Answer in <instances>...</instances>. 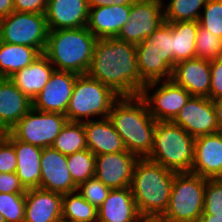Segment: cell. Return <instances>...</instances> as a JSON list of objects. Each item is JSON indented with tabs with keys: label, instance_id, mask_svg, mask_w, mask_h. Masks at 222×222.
<instances>
[{
	"label": "cell",
	"instance_id": "cell-1",
	"mask_svg": "<svg viewBox=\"0 0 222 222\" xmlns=\"http://www.w3.org/2000/svg\"><path fill=\"white\" fill-rule=\"evenodd\" d=\"M118 96H137L145 84L137 66L136 44L114 38L97 39L86 73Z\"/></svg>",
	"mask_w": 222,
	"mask_h": 222
},
{
	"label": "cell",
	"instance_id": "cell-2",
	"mask_svg": "<svg viewBox=\"0 0 222 222\" xmlns=\"http://www.w3.org/2000/svg\"><path fill=\"white\" fill-rule=\"evenodd\" d=\"M120 135L127 151L146 158L152 151L157 121L140 96H121L107 117Z\"/></svg>",
	"mask_w": 222,
	"mask_h": 222
},
{
	"label": "cell",
	"instance_id": "cell-3",
	"mask_svg": "<svg viewBox=\"0 0 222 222\" xmlns=\"http://www.w3.org/2000/svg\"><path fill=\"white\" fill-rule=\"evenodd\" d=\"M175 173L148 158L137 160L130 188L143 218H160L164 214Z\"/></svg>",
	"mask_w": 222,
	"mask_h": 222
},
{
	"label": "cell",
	"instance_id": "cell-4",
	"mask_svg": "<svg viewBox=\"0 0 222 222\" xmlns=\"http://www.w3.org/2000/svg\"><path fill=\"white\" fill-rule=\"evenodd\" d=\"M97 38L87 26L48 30L44 55L55 70L86 74Z\"/></svg>",
	"mask_w": 222,
	"mask_h": 222
},
{
	"label": "cell",
	"instance_id": "cell-5",
	"mask_svg": "<svg viewBox=\"0 0 222 222\" xmlns=\"http://www.w3.org/2000/svg\"><path fill=\"white\" fill-rule=\"evenodd\" d=\"M195 138L172 121H157L153 148L146 157L176 173L191 172Z\"/></svg>",
	"mask_w": 222,
	"mask_h": 222
},
{
	"label": "cell",
	"instance_id": "cell-6",
	"mask_svg": "<svg viewBox=\"0 0 222 222\" xmlns=\"http://www.w3.org/2000/svg\"><path fill=\"white\" fill-rule=\"evenodd\" d=\"M137 66L144 84L170 80L174 69L171 23L164 22L149 37L136 44Z\"/></svg>",
	"mask_w": 222,
	"mask_h": 222
},
{
	"label": "cell",
	"instance_id": "cell-7",
	"mask_svg": "<svg viewBox=\"0 0 222 222\" xmlns=\"http://www.w3.org/2000/svg\"><path fill=\"white\" fill-rule=\"evenodd\" d=\"M119 97L111 88L97 79L87 74H80L74 83L66 111L67 121L84 122L92 120L91 118L95 116L99 119L107 118Z\"/></svg>",
	"mask_w": 222,
	"mask_h": 222
},
{
	"label": "cell",
	"instance_id": "cell-8",
	"mask_svg": "<svg viewBox=\"0 0 222 222\" xmlns=\"http://www.w3.org/2000/svg\"><path fill=\"white\" fill-rule=\"evenodd\" d=\"M206 178L191 172L175 173L164 222H197L203 214Z\"/></svg>",
	"mask_w": 222,
	"mask_h": 222
},
{
	"label": "cell",
	"instance_id": "cell-9",
	"mask_svg": "<svg viewBox=\"0 0 222 222\" xmlns=\"http://www.w3.org/2000/svg\"><path fill=\"white\" fill-rule=\"evenodd\" d=\"M48 37L45 14L13 11L2 18L0 41L36 48L44 53Z\"/></svg>",
	"mask_w": 222,
	"mask_h": 222
},
{
	"label": "cell",
	"instance_id": "cell-10",
	"mask_svg": "<svg viewBox=\"0 0 222 222\" xmlns=\"http://www.w3.org/2000/svg\"><path fill=\"white\" fill-rule=\"evenodd\" d=\"M66 115L31 108L9 132L22 142L40 148L51 147L66 124Z\"/></svg>",
	"mask_w": 222,
	"mask_h": 222
},
{
	"label": "cell",
	"instance_id": "cell-11",
	"mask_svg": "<svg viewBox=\"0 0 222 222\" xmlns=\"http://www.w3.org/2000/svg\"><path fill=\"white\" fill-rule=\"evenodd\" d=\"M140 96L156 121H173L191 95L170 79L145 84Z\"/></svg>",
	"mask_w": 222,
	"mask_h": 222
},
{
	"label": "cell",
	"instance_id": "cell-12",
	"mask_svg": "<svg viewBox=\"0 0 222 222\" xmlns=\"http://www.w3.org/2000/svg\"><path fill=\"white\" fill-rule=\"evenodd\" d=\"M163 0H136L131 5L128 22L121 28L117 39L139 44L164 24Z\"/></svg>",
	"mask_w": 222,
	"mask_h": 222
},
{
	"label": "cell",
	"instance_id": "cell-13",
	"mask_svg": "<svg viewBox=\"0 0 222 222\" xmlns=\"http://www.w3.org/2000/svg\"><path fill=\"white\" fill-rule=\"evenodd\" d=\"M172 122L194 138L219 132L213 101L208 97L190 96Z\"/></svg>",
	"mask_w": 222,
	"mask_h": 222
},
{
	"label": "cell",
	"instance_id": "cell-14",
	"mask_svg": "<svg viewBox=\"0 0 222 222\" xmlns=\"http://www.w3.org/2000/svg\"><path fill=\"white\" fill-rule=\"evenodd\" d=\"M79 74L54 70L48 83L33 99L32 108L44 112H56L66 115L74 83Z\"/></svg>",
	"mask_w": 222,
	"mask_h": 222
},
{
	"label": "cell",
	"instance_id": "cell-15",
	"mask_svg": "<svg viewBox=\"0 0 222 222\" xmlns=\"http://www.w3.org/2000/svg\"><path fill=\"white\" fill-rule=\"evenodd\" d=\"M139 157L129 151L105 153L95 158V176L111 189L131 186Z\"/></svg>",
	"mask_w": 222,
	"mask_h": 222
},
{
	"label": "cell",
	"instance_id": "cell-16",
	"mask_svg": "<svg viewBox=\"0 0 222 222\" xmlns=\"http://www.w3.org/2000/svg\"><path fill=\"white\" fill-rule=\"evenodd\" d=\"M40 169V189L62 195L77 191L68 169L67 155L52 147L43 148Z\"/></svg>",
	"mask_w": 222,
	"mask_h": 222
},
{
	"label": "cell",
	"instance_id": "cell-17",
	"mask_svg": "<svg viewBox=\"0 0 222 222\" xmlns=\"http://www.w3.org/2000/svg\"><path fill=\"white\" fill-rule=\"evenodd\" d=\"M191 173L206 179L222 178V134L220 132L195 138Z\"/></svg>",
	"mask_w": 222,
	"mask_h": 222
},
{
	"label": "cell",
	"instance_id": "cell-18",
	"mask_svg": "<svg viewBox=\"0 0 222 222\" xmlns=\"http://www.w3.org/2000/svg\"><path fill=\"white\" fill-rule=\"evenodd\" d=\"M48 30L85 27L88 24V0H48L45 11Z\"/></svg>",
	"mask_w": 222,
	"mask_h": 222
},
{
	"label": "cell",
	"instance_id": "cell-19",
	"mask_svg": "<svg viewBox=\"0 0 222 222\" xmlns=\"http://www.w3.org/2000/svg\"><path fill=\"white\" fill-rule=\"evenodd\" d=\"M191 96L209 97L211 71L210 61L193 58L175 65L171 78Z\"/></svg>",
	"mask_w": 222,
	"mask_h": 222
},
{
	"label": "cell",
	"instance_id": "cell-20",
	"mask_svg": "<svg viewBox=\"0 0 222 222\" xmlns=\"http://www.w3.org/2000/svg\"><path fill=\"white\" fill-rule=\"evenodd\" d=\"M142 218L130 187L111 189L97 209V222H139Z\"/></svg>",
	"mask_w": 222,
	"mask_h": 222
},
{
	"label": "cell",
	"instance_id": "cell-21",
	"mask_svg": "<svg viewBox=\"0 0 222 222\" xmlns=\"http://www.w3.org/2000/svg\"><path fill=\"white\" fill-rule=\"evenodd\" d=\"M131 5L89 8L87 28L97 38H114L128 22Z\"/></svg>",
	"mask_w": 222,
	"mask_h": 222
},
{
	"label": "cell",
	"instance_id": "cell-22",
	"mask_svg": "<svg viewBox=\"0 0 222 222\" xmlns=\"http://www.w3.org/2000/svg\"><path fill=\"white\" fill-rule=\"evenodd\" d=\"M62 194L40 188L25 193L24 222H58L62 218Z\"/></svg>",
	"mask_w": 222,
	"mask_h": 222
},
{
	"label": "cell",
	"instance_id": "cell-23",
	"mask_svg": "<svg viewBox=\"0 0 222 222\" xmlns=\"http://www.w3.org/2000/svg\"><path fill=\"white\" fill-rule=\"evenodd\" d=\"M31 108L32 101L14 82L0 77V131L8 132Z\"/></svg>",
	"mask_w": 222,
	"mask_h": 222
},
{
	"label": "cell",
	"instance_id": "cell-24",
	"mask_svg": "<svg viewBox=\"0 0 222 222\" xmlns=\"http://www.w3.org/2000/svg\"><path fill=\"white\" fill-rule=\"evenodd\" d=\"M3 135L14 145L17 156L16 174L26 190L40 188V160L43 148L17 140L9 131Z\"/></svg>",
	"mask_w": 222,
	"mask_h": 222
},
{
	"label": "cell",
	"instance_id": "cell-25",
	"mask_svg": "<svg viewBox=\"0 0 222 222\" xmlns=\"http://www.w3.org/2000/svg\"><path fill=\"white\" fill-rule=\"evenodd\" d=\"M88 149L95 155L126 151L124 143L108 118L84 121Z\"/></svg>",
	"mask_w": 222,
	"mask_h": 222
},
{
	"label": "cell",
	"instance_id": "cell-26",
	"mask_svg": "<svg viewBox=\"0 0 222 222\" xmlns=\"http://www.w3.org/2000/svg\"><path fill=\"white\" fill-rule=\"evenodd\" d=\"M55 68L42 53L29 66L17 71L10 79L31 101L48 83Z\"/></svg>",
	"mask_w": 222,
	"mask_h": 222
},
{
	"label": "cell",
	"instance_id": "cell-27",
	"mask_svg": "<svg viewBox=\"0 0 222 222\" xmlns=\"http://www.w3.org/2000/svg\"><path fill=\"white\" fill-rule=\"evenodd\" d=\"M40 55L36 48L0 41V77L10 78Z\"/></svg>",
	"mask_w": 222,
	"mask_h": 222
},
{
	"label": "cell",
	"instance_id": "cell-28",
	"mask_svg": "<svg viewBox=\"0 0 222 222\" xmlns=\"http://www.w3.org/2000/svg\"><path fill=\"white\" fill-rule=\"evenodd\" d=\"M198 28V21L171 23L174 67L179 62L196 58V37Z\"/></svg>",
	"mask_w": 222,
	"mask_h": 222
},
{
	"label": "cell",
	"instance_id": "cell-29",
	"mask_svg": "<svg viewBox=\"0 0 222 222\" xmlns=\"http://www.w3.org/2000/svg\"><path fill=\"white\" fill-rule=\"evenodd\" d=\"M51 147L64 155L88 149L83 122L67 121Z\"/></svg>",
	"mask_w": 222,
	"mask_h": 222
},
{
	"label": "cell",
	"instance_id": "cell-30",
	"mask_svg": "<svg viewBox=\"0 0 222 222\" xmlns=\"http://www.w3.org/2000/svg\"><path fill=\"white\" fill-rule=\"evenodd\" d=\"M62 219L71 222H97V209L78 191L63 195Z\"/></svg>",
	"mask_w": 222,
	"mask_h": 222
},
{
	"label": "cell",
	"instance_id": "cell-31",
	"mask_svg": "<svg viewBox=\"0 0 222 222\" xmlns=\"http://www.w3.org/2000/svg\"><path fill=\"white\" fill-rule=\"evenodd\" d=\"M207 0H170L163 5L166 23L198 21Z\"/></svg>",
	"mask_w": 222,
	"mask_h": 222
},
{
	"label": "cell",
	"instance_id": "cell-32",
	"mask_svg": "<svg viewBox=\"0 0 222 222\" xmlns=\"http://www.w3.org/2000/svg\"><path fill=\"white\" fill-rule=\"evenodd\" d=\"M95 158L96 156L89 149L67 155L68 169L77 187L95 176Z\"/></svg>",
	"mask_w": 222,
	"mask_h": 222
},
{
	"label": "cell",
	"instance_id": "cell-33",
	"mask_svg": "<svg viewBox=\"0 0 222 222\" xmlns=\"http://www.w3.org/2000/svg\"><path fill=\"white\" fill-rule=\"evenodd\" d=\"M196 58L209 61L222 58V39L200 25L196 37Z\"/></svg>",
	"mask_w": 222,
	"mask_h": 222
},
{
	"label": "cell",
	"instance_id": "cell-34",
	"mask_svg": "<svg viewBox=\"0 0 222 222\" xmlns=\"http://www.w3.org/2000/svg\"><path fill=\"white\" fill-rule=\"evenodd\" d=\"M0 212L5 222H24L25 193H0Z\"/></svg>",
	"mask_w": 222,
	"mask_h": 222
},
{
	"label": "cell",
	"instance_id": "cell-35",
	"mask_svg": "<svg viewBox=\"0 0 222 222\" xmlns=\"http://www.w3.org/2000/svg\"><path fill=\"white\" fill-rule=\"evenodd\" d=\"M198 23L222 39V0H207Z\"/></svg>",
	"mask_w": 222,
	"mask_h": 222
},
{
	"label": "cell",
	"instance_id": "cell-36",
	"mask_svg": "<svg viewBox=\"0 0 222 222\" xmlns=\"http://www.w3.org/2000/svg\"><path fill=\"white\" fill-rule=\"evenodd\" d=\"M203 213L222 219V178L206 180Z\"/></svg>",
	"mask_w": 222,
	"mask_h": 222
},
{
	"label": "cell",
	"instance_id": "cell-37",
	"mask_svg": "<svg viewBox=\"0 0 222 222\" xmlns=\"http://www.w3.org/2000/svg\"><path fill=\"white\" fill-rule=\"evenodd\" d=\"M77 191L86 201L98 209L107 198L111 188L93 176L81 183L77 187Z\"/></svg>",
	"mask_w": 222,
	"mask_h": 222
},
{
	"label": "cell",
	"instance_id": "cell-38",
	"mask_svg": "<svg viewBox=\"0 0 222 222\" xmlns=\"http://www.w3.org/2000/svg\"><path fill=\"white\" fill-rule=\"evenodd\" d=\"M17 156L14 145L2 134L0 136V172H16Z\"/></svg>",
	"mask_w": 222,
	"mask_h": 222
},
{
	"label": "cell",
	"instance_id": "cell-39",
	"mask_svg": "<svg viewBox=\"0 0 222 222\" xmlns=\"http://www.w3.org/2000/svg\"><path fill=\"white\" fill-rule=\"evenodd\" d=\"M211 83L210 98L212 101L222 98V58L210 61Z\"/></svg>",
	"mask_w": 222,
	"mask_h": 222
},
{
	"label": "cell",
	"instance_id": "cell-40",
	"mask_svg": "<svg viewBox=\"0 0 222 222\" xmlns=\"http://www.w3.org/2000/svg\"><path fill=\"white\" fill-rule=\"evenodd\" d=\"M26 191L15 172H0V193H26Z\"/></svg>",
	"mask_w": 222,
	"mask_h": 222
},
{
	"label": "cell",
	"instance_id": "cell-41",
	"mask_svg": "<svg viewBox=\"0 0 222 222\" xmlns=\"http://www.w3.org/2000/svg\"><path fill=\"white\" fill-rule=\"evenodd\" d=\"M48 0H14V11L45 14Z\"/></svg>",
	"mask_w": 222,
	"mask_h": 222
},
{
	"label": "cell",
	"instance_id": "cell-42",
	"mask_svg": "<svg viewBox=\"0 0 222 222\" xmlns=\"http://www.w3.org/2000/svg\"><path fill=\"white\" fill-rule=\"evenodd\" d=\"M136 0H88L89 8L104 7L113 4L116 5H132Z\"/></svg>",
	"mask_w": 222,
	"mask_h": 222
},
{
	"label": "cell",
	"instance_id": "cell-43",
	"mask_svg": "<svg viewBox=\"0 0 222 222\" xmlns=\"http://www.w3.org/2000/svg\"><path fill=\"white\" fill-rule=\"evenodd\" d=\"M14 11V0H0V17H7Z\"/></svg>",
	"mask_w": 222,
	"mask_h": 222
},
{
	"label": "cell",
	"instance_id": "cell-44",
	"mask_svg": "<svg viewBox=\"0 0 222 222\" xmlns=\"http://www.w3.org/2000/svg\"><path fill=\"white\" fill-rule=\"evenodd\" d=\"M213 107L219 132H222V98L214 100Z\"/></svg>",
	"mask_w": 222,
	"mask_h": 222
},
{
	"label": "cell",
	"instance_id": "cell-45",
	"mask_svg": "<svg viewBox=\"0 0 222 222\" xmlns=\"http://www.w3.org/2000/svg\"><path fill=\"white\" fill-rule=\"evenodd\" d=\"M197 222H222V219L212 218V215H205L203 213Z\"/></svg>",
	"mask_w": 222,
	"mask_h": 222
},
{
	"label": "cell",
	"instance_id": "cell-46",
	"mask_svg": "<svg viewBox=\"0 0 222 222\" xmlns=\"http://www.w3.org/2000/svg\"><path fill=\"white\" fill-rule=\"evenodd\" d=\"M139 222H164L160 218H142Z\"/></svg>",
	"mask_w": 222,
	"mask_h": 222
},
{
	"label": "cell",
	"instance_id": "cell-47",
	"mask_svg": "<svg viewBox=\"0 0 222 222\" xmlns=\"http://www.w3.org/2000/svg\"><path fill=\"white\" fill-rule=\"evenodd\" d=\"M0 222H5V220H4L3 215L1 214V212H0Z\"/></svg>",
	"mask_w": 222,
	"mask_h": 222
},
{
	"label": "cell",
	"instance_id": "cell-48",
	"mask_svg": "<svg viewBox=\"0 0 222 222\" xmlns=\"http://www.w3.org/2000/svg\"><path fill=\"white\" fill-rule=\"evenodd\" d=\"M58 222H71V221H67V220L61 218Z\"/></svg>",
	"mask_w": 222,
	"mask_h": 222
},
{
	"label": "cell",
	"instance_id": "cell-49",
	"mask_svg": "<svg viewBox=\"0 0 222 222\" xmlns=\"http://www.w3.org/2000/svg\"><path fill=\"white\" fill-rule=\"evenodd\" d=\"M1 22H2V18L0 17V32H1Z\"/></svg>",
	"mask_w": 222,
	"mask_h": 222
}]
</instances>
